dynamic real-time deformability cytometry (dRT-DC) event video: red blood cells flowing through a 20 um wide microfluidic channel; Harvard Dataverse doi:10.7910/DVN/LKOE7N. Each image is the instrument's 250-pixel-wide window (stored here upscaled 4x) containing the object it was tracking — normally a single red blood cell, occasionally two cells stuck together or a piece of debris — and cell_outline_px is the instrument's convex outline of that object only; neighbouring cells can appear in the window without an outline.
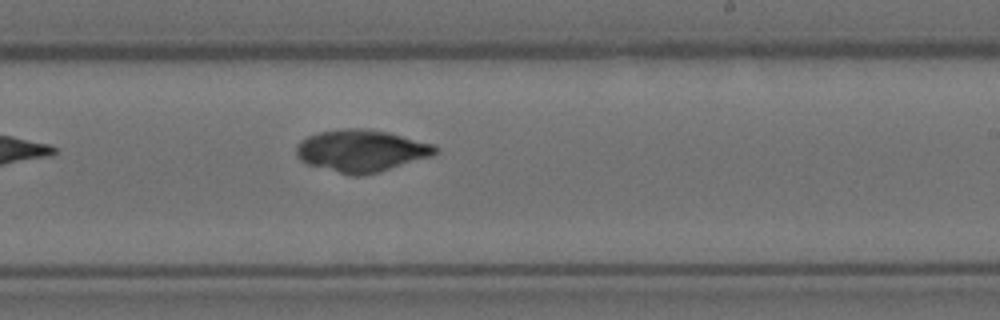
{"species": "Egyptian fruit bat (a non-hibernating species)", "species_latin": "Rousettus aegyptiacus", "temperature_condition": "room temperature", "stored_images_in_passage": 7, "camera_frame_rate_fps": 3000, "um_per_image_px": 0.085, "animal": {"sex": "female"}, "frame": {"image": 1, "passage_image": 7, "time_ms": 2.0, "image_size_px": [1000, 320], "cell_outline_px": [[440, 148], [432, 156], [376, 172], [360, 176], [352, 176], [308, 164], [300, 160], [296, 156], [296, 148], [300, 140], [308, 136], [320, 132], [344, 128], [364, 128], [388, 132], [432, 144]], "centroid_in_image_um": [30.69, 12.81], "position_along_channel_um": 258.3, "area_um2": 33.76}}